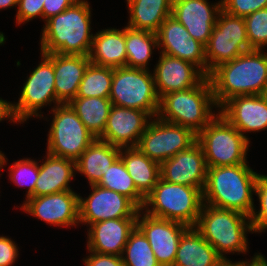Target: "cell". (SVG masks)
Listing matches in <instances>:
<instances>
[{
    "instance_id": "obj_1",
    "label": "cell",
    "mask_w": 267,
    "mask_h": 266,
    "mask_svg": "<svg viewBox=\"0 0 267 266\" xmlns=\"http://www.w3.org/2000/svg\"><path fill=\"white\" fill-rule=\"evenodd\" d=\"M218 107L234 96L265 95L267 91V52L252 49L223 63L210 74Z\"/></svg>"
},
{
    "instance_id": "obj_2",
    "label": "cell",
    "mask_w": 267,
    "mask_h": 266,
    "mask_svg": "<svg viewBox=\"0 0 267 266\" xmlns=\"http://www.w3.org/2000/svg\"><path fill=\"white\" fill-rule=\"evenodd\" d=\"M91 6L78 0L62 13L45 21L41 31L40 51L88 56L94 34L91 33Z\"/></svg>"
},
{
    "instance_id": "obj_3",
    "label": "cell",
    "mask_w": 267,
    "mask_h": 266,
    "mask_svg": "<svg viewBox=\"0 0 267 266\" xmlns=\"http://www.w3.org/2000/svg\"><path fill=\"white\" fill-rule=\"evenodd\" d=\"M258 174L247 163L207 167L203 204L235 210L250 217L256 207L253 194Z\"/></svg>"
},
{
    "instance_id": "obj_4",
    "label": "cell",
    "mask_w": 267,
    "mask_h": 266,
    "mask_svg": "<svg viewBox=\"0 0 267 266\" xmlns=\"http://www.w3.org/2000/svg\"><path fill=\"white\" fill-rule=\"evenodd\" d=\"M213 108L219 109L213 96L211 81L206 76L197 86L188 90L163 95L157 117L188 127L198 134L219 114L217 110L214 113Z\"/></svg>"
},
{
    "instance_id": "obj_5",
    "label": "cell",
    "mask_w": 267,
    "mask_h": 266,
    "mask_svg": "<svg viewBox=\"0 0 267 266\" xmlns=\"http://www.w3.org/2000/svg\"><path fill=\"white\" fill-rule=\"evenodd\" d=\"M194 228L206 239L223 258L226 254L249 251L248 232L253 233L250 217L228 209L203 204Z\"/></svg>"
},
{
    "instance_id": "obj_6",
    "label": "cell",
    "mask_w": 267,
    "mask_h": 266,
    "mask_svg": "<svg viewBox=\"0 0 267 266\" xmlns=\"http://www.w3.org/2000/svg\"><path fill=\"white\" fill-rule=\"evenodd\" d=\"M203 206V192L197 187L173 184L159 178L145 197L146 214L194 227Z\"/></svg>"
},
{
    "instance_id": "obj_7",
    "label": "cell",
    "mask_w": 267,
    "mask_h": 266,
    "mask_svg": "<svg viewBox=\"0 0 267 266\" xmlns=\"http://www.w3.org/2000/svg\"><path fill=\"white\" fill-rule=\"evenodd\" d=\"M207 167L239 165L247 162L250 140L220 113L197 134Z\"/></svg>"
},
{
    "instance_id": "obj_8",
    "label": "cell",
    "mask_w": 267,
    "mask_h": 266,
    "mask_svg": "<svg viewBox=\"0 0 267 266\" xmlns=\"http://www.w3.org/2000/svg\"><path fill=\"white\" fill-rule=\"evenodd\" d=\"M149 69L128 67L113 68V80L109 99L112 105L143 110L152 117L159 111L153 73Z\"/></svg>"
},
{
    "instance_id": "obj_9",
    "label": "cell",
    "mask_w": 267,
    "mask_h": 266,
    "mask_svg": "<svg viewBox=\"0 0 267 266\" xmlns=\"http://www.w3.org/2000/svg\"><path fill=\"white\" fill-rule=\"evenodd\" d=\"M51 109L53 119L47 135L46 153L76 161L96 138L69 104Z\"/></svg>"
},
{
    "instance_id": "obj_10",
    "label": "cell",
    "mask_w": 267,
    "mask_h": 266,
    "mask_svg": "<svg viewBox=\"0 0 267 266\" xmlns=\"http://www.w3.org/2000/svg\"><path fill=\"white\" fill-rule=\"evenodd\" d=\"M205 49L207 77L219 65L252 50L244 17L233 16L221 10Z\"/></svg>"
},
{
    "instance_id": "obj_11",
    "label": "cell",
    "mask_w": 267,
    "mask_h": 266,
    "mask_svg": "<svg viewBox=\"0 0 267 266\" xmlns=\"http://www.w3.org/2000/svg\"><path fill=\"white\" fill-rule=\"evenodd\" d=\"M41 62L34 68L23 84L18 101L13 103L14 115L19 124L32 117H44L41 108L60 105L56 98L53 63L43 54ZM51 104V105H50ZM40 110V111H39Z\"/></svg>"
},
{
    "instance_id": "obj_12",
    "label": "cell",
    "mask_w": 267,
    "mask_h": 266,
    "mask_svg": "<svg viewBox=\"0 0 267 266\" xmlns=\"http://www.w3.org/2000/svg\"><path fill=\"white\" fill-rule=\"evenodd\" d=\"M197 141L190 128L153 117L141 135L138 148L151 160L161 164Z\"/></svg>"
},
{
    "instance_id": "obj_13",
    "label": "cell",
    "mask_w": 267,
    "mask_h": 266,
    "mask_svg": "<svg viewBox=\"0 0 267 266\" xmlns=\"http://www.w3.org/2000/svg\"><path fill=\"white\" fill-rule=\"evenodd\" d=\"M88 197L79 196V223L90 226L99 221L137 218L139 208L126 196L104 187L91 185Z\"/></svg>"
},
{
    "instance_id": "obj_14",
    "label": "cell",
    "mask_w": 267,
    "mask_h": 266,
    "mask_svg": "<svg viewBox=\"0 0 267 266\" xmlns=\"http://www.w3.org/2000/svg\"><path fill=\"white\" fill-rule=\"evenodd\" d=\"M79 196L73 190L44 196L29 197L21 210L46 224L56 227H75L79 224Z\"/></svg>"
},
{
    "instance_id": "obj_15",
    "label": "cell",
    "mask_w": 267,
    "mask_h": 266,
    "mask_svg": "<svg viewBox=\"0 0 267 266\" xmlns=\"http://www.w3.org/2000/svg\"><path fill=\"white\" fill-rule=\"evenodd\" d=\"M136 226L149 241L157 262L161 266H173L179 240L189 227L179 222L152 217L141 209Z\"/></svg>"
},
{
    "instance_id": "obj_16",
    "label": "cell",
    "mask_w": 267,
    "mask_h": 266,
    "mask_svg": "<svg viewBox=\"0 0 267 266\" xmlns=\"http://www.w3.org/2000/svg\"><path fill=\"white\" fill-rule=\"evenodd\" d=\"M156 35L160 53L188 61L207 76L205 45L191 38L187 29L173 16L164 20Z\"/></svg>"
},
{
    "instance_id": "obj_17",
    "label": "cell",
    "mask_w": 267,
    "mask_h": 266,
    "mask_svg": "<svg viewBox=\"0 0 267 266\" xmlns=\"http://www.w3.org/2000/svg\"><path fill=\"white\" fill-rule=\"evenodd\" d=\"M153 117L143 111L112 105L99 140L118 148L137 147L141 135Z\"/></svg>"
},
{
    "instance_id": "obj_18",
    "label": "cell",
    "mask_w": 267,
    "mask_h": 266,
    "mask_svg": "<svg viewBox=\"0 0 267 266\" xmlns=\"http://www.w3.org/2000/svg\"><path fill=\"white\" fill-rule=\"evenodd\" d=\"M219 113L248 140L246 133L267 129V97L239 95L224 102Z\"/></svg>"
},
{
    "instance_id": "obj_19",
    "label": "cell",
    "mask_w": 267,
    "mask_h": 266,
    "mask_svg": "<svg viewBox=\"0 0 267 266\" xmlns=\"http://www.w3.org/2000/svg\"><path fill=\"white\" fill-rule=\"evenodd\" d=\"M222 10V0L209 3L208 0H173L172 13L191 35V38L207 45Z\"/></svg>"
},
{
    "instance_id": "obj_20",
    "label": "cell",
    "mask_w": 267,
    "mask_h": 266,
    "mask_svg": "<svg viewBox=\"0 0 267 266\" xmlns=\"http://www.w3.org/2000/svg\"><path fill=\"white\" fill-rule=\"evenodd\" d=\"M207 165L204 152L196 141L187 150L180 151L160 164V178L173 184L197 187L203 191Z\"/></svg>"
},
{
    "instance_id": "obj_21",
    "label": "cell",
    "mask_w": 267,
    "mask_h": 266,
    "mask_svg": "<svg viewBox=\"0 0 267 266\" xmlns=\"http://www.w3.org/2000/svg\"><path fill=\"white\" fill-rule=\"evenodd\" d=\"M158 97L197 86L206 75L194 64L160 53L153 70Z\"/></svg>"
},
{
    "instance_id": "obj_22",
    "label": "cell",
    "mask_w": 267,
    "mask_h": 266,
    "mask_svg": "<svg viewBox=\"0 0 267 266\" xmlns=\"http://www.w3.org/2000/svg\"><path fill=\"white\" fill-rule=\"evenodd\" d=\"M137 218L108 219L91 224L87 229V249L100 254L122 256Z\"/></svg>"
},
{
    "instance_id": "obj_23",
    "label": "cell",
    "mask_w": 267,
    "mask_h": 266,
    "mask_svg": "<svg viewBox=\"0 0 267 266\" xmlns=\"http://www.w3.org/2000/svg\"><path fill=\"white\" fill-rule=\"evenodd\" d=\"M44 55L53 63L57 101L60 104H69L77 95L90 59L84 55L59 53Z\"/></svg>"
},
{
    "instance_id": "obj_24",
    "label": "cell",
    "mask_w": 267,
    "mask_h": 266,
    "mask_svg": "<svg viewBox=\"0 0 267 266\" xmlns=\"http://www.w3.org/2000/svg\"><path fill=\"white\" fill-rule=\"evenodd\" d=\"M46 154L45 160L39 163L34 197L72 190L69 182L76 175L75 161Z\"/></svg>"
},
{
    "instance_id": "obj_25",
    "label": "cell",
    "mask_w": 267,
    "mask_h": 266,
    "mask_svg": "<svg viewBox=\"0 0 267 266\" xmlns=\"http://www.w3.org/2000/svg\"><path fill=\"white\" fill-rule=\"evenodd\" d=\"M90 63L111 68L126 67L124 29L105 28L94 34L88 54Z\"/></svg>"
},
{
    "instance_id": "obj_26",
    "label": "cell",
    "mask_w": 267,
    "mask_h": 266,
    "mask_svg": "<svg viewBox=\"0 0 267 266\" xmlns=\"http://www.w3.org/2000/svg\"><path fill=\"white\" fill-rule=\"evenodd\" d=\"M223 258L194 228L181 236L173 266H217Z\"/></svg>"
},
{
    "instance_id": "obj_27",
    "label": "cell",
    "mask_w": 267,
    "mask_h": 266,
    "mask_svg": "<svg viewBox=\"0 0 267 266\" xmlns=\"http://www.w3.org/2000/svg\"><path fill=\"white\" fill-rule=\"evenodd\" d=\"M121 149L96 139L75 161L76 173L84 175L89 186L100 182L105 171L120 157Z\"/></svg>"
},
{
    "instance_id": "obj_28",
    "label": "cell",
    "mask_w": 267,
    "mask_h": 266,
    "mask_svg": "<svg viewBox=\"0 0 267 266\" xmlns=\"http://www.w3.org/2000/svg\"><path fill=\"white\" fill-rule=\"evenodd\" d=\"M129 21L126 26L157 33L164 20L171 16L173 0H126Z\"/></svg>"
},
{
    "instance_id": "obj_29",
    "label": "cell",
    "mask_w": 267,
    "mask_h": 266,
    "mask_svg": "<svg viewBox=\"0 0 267 266\" xmlns=\"http://www.w3.org/2000/svg\"><path fill=\"white\" fill-rule=\"evenodd\" d=\"M120 158L137 190L146 197L160 178V164L148 158L138 147L121 148Z\"/></svg>"
},
{
    "instance_id": "obj_30",
    "label": "cell",
    "mask_w": 267,
    "mask_h": 266,
    "mask_svg": "<svg viewBox=\"0 0 267 266\" xmlns=\"http://www.w3.org/2000/svg\"><path fill=\"white\" fill-rule=\"evenodd\" d=\"M69 105L76 112L85 127L99 139L105 129L112 107L109 98L75 97Z\"/></svg>"
},
{
    "instance_id": "obj_31",
    "label": "cell",
    "mask_w": 267,
    "mask_h": 266,
    "mask_svg": "<svg viewBox=\"0 0 267 266\" xmlns=\"http://www.w3.org/2000/svg\"><path fill=\"white\" fill-rule=\"evenodd\" d=\"M126 67L149 69L154 49L158 48L157 35L125 26Z\"/></svg>"
},
{
    "instance_id": "obj_32",
    "label": "cell",
    "mask_w": 267,
    "mask_h": 266,
    "mask_svg": "<svg viewBox=\"0 0 267 266\" xmlns=\"http://www.w3.org/2000/svg\"><path fill=\"white\" fill-rule=\"evenodd\" d=\"M97 185L126 196L139 209L144 205L145 197L137 190L120 157L105 171Z\"/></svg>"
},
{
    "instance_id": "obj_33",
    "label": "cell",
    "mask_w": 267,
    "mask_h": 266,
    "mask_svg": "<svg viewBox=\"0 0 267 266\" xmlns=\"http://www.w3.org/2000/svg\"><path fill=\"white\" fill-rule=\"evenodd\" d=\"M113 68L89 63L79 84L76 97L109 98Z\"/></svg>"
},
{
    "instance_id": "obj_34",
    "label": "cell",
    "mask_w": 267,
    "mask_h": 266,
    "mask_svg": "<svg viewBox=\"0 0 267 266\" xmlns=\"http://www.w3.org/2000/svg\"><path fill=\"white\" fill-rule=\"evenodd\" d=\"M122 259L125 266H161L149 241L137 226L129 234Z\"/></svg>"
},
{
    "instance_id": "obj_35",
    "label": "cell",
    "mask_w": 267,
    "mask_h": 266,
    "mask_svg": "<svg viewBox=\"0 0 267 266\" xmlns=\"http://www.w3.org/2000/svg\"><path fill=\"white\" fill-rule=\"evenodd\" d=\"M39 162L31 158H23L9 166V180L17 187H27L26 198L34 197L35 183L39 174Z\"/></svg>"
},
{
    "instance_id": "obj_36",
    "label": "cell",
    "mask_w": 267,
    "mask_h": 266,
    "mask_svg": "<svg viewBox=\"0 0 267 266\" xmlns=\"http://www.w3.org/2000/svg\"><path fill=\"white\" fill-rule=\"evenodd\" d=\"M247 38L251 49L264 50L267 47V8L244 17Z\"/></svg>"
},
{
    "instance_id": "obj_37",
    "label": "cell",
    "mask_w": 267,
    "mask_h": 266,
    "mask_svg": "<svg viewBox=\"0 0 267 266\" xmlns=\"http://www.w3.org/2000/svg\"><path fill=\"white\" fill-rule=\"evenodd\" d=\"M259 200V210L253 209L250 216L253 233L267 230V175L258 174L255 184V194Z\"/></svg>"
},
{
    "instance_id": "obj_38",
    "label": "cell",
    "mask_w": 267,
    "mask_h": 266,
    "mask_svg": "<svg viewBox=\"0 0 267 266\" xmlns=\"http://www.w3.org/2000/svg\"><path fill=\"white\" fill-rule=\"evenodd\" d=\"M263 8L267 0H222V10L233 16L245 17Z\"/></svg>"
},
{
    "instance_id": "obj_39",
    "label": "cell",
    "mask_w": 267,
    "mask_h": 266,
    "mask_svg": "<svg viewBox=\"0 0 267 266\" xmlns=\"http://www.w3.org/2000/svg\"><path fill=\"white\" fill-rule=\"evenodd\" d=\"M45 0H18L16 24H25L34 18L43 19V2Z\"/></svg>"
},
{
    "instance_id": "obj_40",
    "label": "cell",
    "mask_w": 267,
    "mask_h": 266,
    "mask_svg": "<svg viewBox=\"0 0 267 266\" xmlns=\"http://www.w3.org/2000/svg\"><path fill=\"white\" fill-rule=\"evenodd\" d=\"M19 247L8 236H0V266H12L19 256Z\"/></svg>"
},
{
    "instance_id": "obj_41",
    "label": "cell",
    "mask_w": 267,
    "mask_h": 266,
    "mask_svg": "<svg viewBox=\"0 0 267 266\" xmlns=\"http://www.w3.org/2000/svg\"><path fill=\"white\" fill-rule=\"evenodd\" d=\"M89 256L83 262L85 266H125L122 256L100 254L93 251H89Z\"/></svg>"
},
{
    "instance_id": "obj_42",
    "label": "cell",
    "mask_w": 267,
    "mask_h": 266,
    "mask_svg": "<svg viewBox=\"0 0 267 266\" xmlns=\"http://www.w3.org/2000/svg\"><path fill=\"white\" fill-rule=\"evenodd\" d=\"M78 0H45L43 2V21L58 15L75 4Z\"/></svg>"
},
{
    "instance_id": "obj_43",
    "label": "cell",
    "mask_w": 267,
    "mask_h": 266,
    "mask_svg": "<svg viewBox=\"0 0 267 266\" xmlns=\"http://www.w3.org/2000/svg\"><path fill=\"white\" fill-rule=\"evenodd\" d=\"M3 120H9L10 123L13 122V124H19L14 115L13 103L0 98V122Z\"/></svg>"
},
{
    "instance_id": "obj_44",
    "label": "cell",
    "mask_w": 267,
    "mask_h": 266,
    "mask_svg": "<svg viewBox=\"0 0 267 266\" xmlns=\"http://www.w3.org/2000/svg\"><path fill=\"white\" fill-rule=\"evenodd\" d=\"M251 260H242L241 266H267V259L265 255H262L261 253H256Z\"/></svg>"
},
{
    "instance_id": "obj_45",
    "label": "cell",
    "mask_w": 267,
    "mask_h": 266,
    "mask_svg": "<svg viewBox=\"0 0 267 266\" xmlns=\"http://www.w3.org/2000/svg\"><path fill=\"white\" fill-rule=\"evenodd\" d=\"M18 0H0V10L17 7Z\"/></svg>"
},
{
    "instance_id": "obj_46",
    "label": "cell",
    "mask_w": 267,
    "mask_h": 266,
    "mask_svg": "<svg viewBox=\"0 0 267 266\" xmlns=\"http://www.w3.org/2000/svg\"><path fill=\"white\" fill-rule=\"evenodd\" d=\"M217 266H241L240 261H231L229 258L223 259Z\"/></svg>"
},
{
    "instance_id": "obj_47",
    "label": "cell",
    "mask_w": 267,
    "mask_h": 266,
    "mask_svg": "<svg viewBox=\"0 0 267 266\" xmlns=\"http://www.w3.org/2000/svg\"><path fill=\"white\" fill-rule=\"evenodd\" d=\"M6 159L7 158L5 154L2 151H0V170L3 169V166H5V164H7L6 162L8 161V159L7 160Z\"/></svg>"
}]
</instances>
